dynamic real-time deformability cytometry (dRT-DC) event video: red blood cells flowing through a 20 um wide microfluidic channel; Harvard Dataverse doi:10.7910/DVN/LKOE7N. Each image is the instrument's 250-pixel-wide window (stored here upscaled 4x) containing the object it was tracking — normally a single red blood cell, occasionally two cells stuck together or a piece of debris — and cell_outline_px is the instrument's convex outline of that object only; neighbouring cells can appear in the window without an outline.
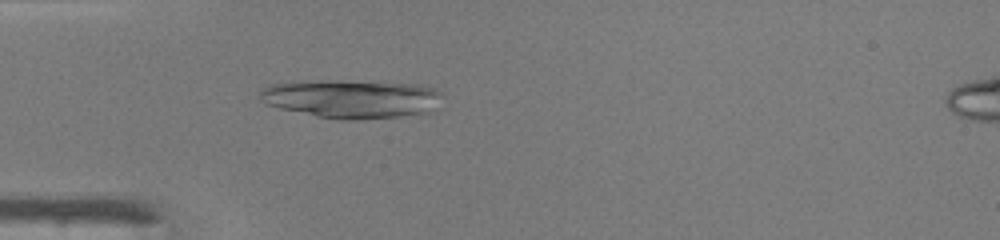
{"species": "common noctule bat (a hibernating species)", "species_latin": "Nyctalus noctula", "temperature_condition": "warm", "stored_images_in_passage": 45, "camera_frame_rate_fps": 3000, "um_per_image_px": 0.085, "animal": {"sex": "male", "body_mass_g": 19.0, "forearm_length_mm": 50.8}, "frame": {"image": 1, "passage_image": 13, "time_ms": 4.0, "image_size_px": [1000, 240], "cell_outline_px": [[444, 96], [428, 112], [396, 116], [360, 120], [340, 120], [316, 116], [280, 108], [268, 104], [260, 100], [260, 92], [264, 88], [272, 84], [420, 84], [436, 88]], "centroid_in_image_um": [29.97, 8.47], "position_along_channel_um": 55.0, "area_um2": 38.44}}